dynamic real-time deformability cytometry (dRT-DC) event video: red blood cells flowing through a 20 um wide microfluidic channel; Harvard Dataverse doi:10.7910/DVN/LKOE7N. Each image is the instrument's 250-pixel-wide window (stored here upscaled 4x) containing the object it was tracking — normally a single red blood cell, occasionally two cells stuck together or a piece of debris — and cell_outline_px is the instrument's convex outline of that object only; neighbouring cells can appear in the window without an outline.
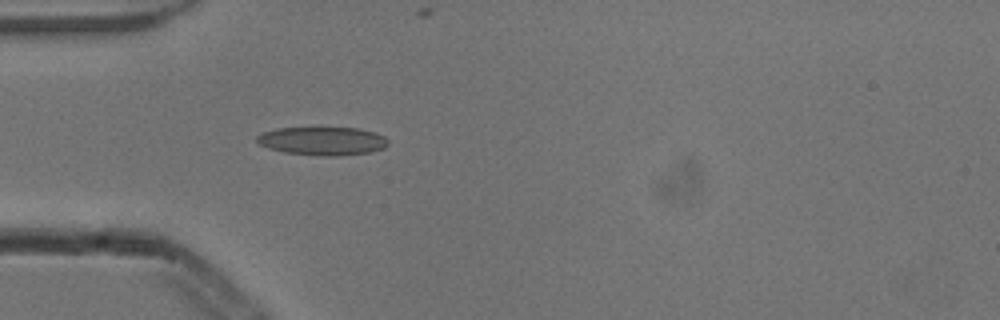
{"species": "common noctule bat (a hibernating species)", "species_latin": "Nyctalus noctula", "temperature_condition": "cold", "stored_images_in_passage": 4, "camera_frame_rate_fps": 3000, "um_per_image_px": 0.085, "animal": {"sex": "male", "body_mass_g": 13.3}, "frame": {"image": 1, "passage_image": 3, "time_ms": 0.667, "image_size_px": [1000, 320], "cell_outline_px": [[388, 144], [384, 148], [368, 152], [340, 156], [320, 156], [284, 152], [268, 148], [260, 144], [256, 140], [256, 136], [264, 132], [276, 128], [356, 128], [376, 132], [384, 136], [388, 140]], "centroid_in_image_um": [27.42, 11.99], "position_along_channel_um": 57.6, "area_um2": 21.68}}